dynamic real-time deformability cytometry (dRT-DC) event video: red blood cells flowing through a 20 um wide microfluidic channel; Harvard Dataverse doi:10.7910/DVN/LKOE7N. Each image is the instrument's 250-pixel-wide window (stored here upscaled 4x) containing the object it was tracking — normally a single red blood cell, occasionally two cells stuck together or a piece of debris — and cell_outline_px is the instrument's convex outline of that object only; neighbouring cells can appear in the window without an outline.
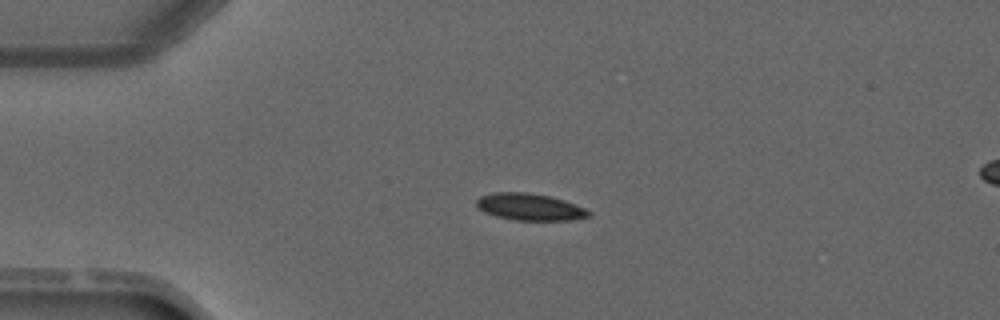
{"species": "common noctule bat (a hibernating species)", "species_latin": "Nyctalus noctula", "temperature_condition": "warm", "stored_images_in_passage": 2, "camera_frame_rate_fps": 3000, "um_per_image_px": 0.085, "animal": {"sex": "male", "forearm_length_mm": 52.5}, "frame": {"image": 1, "passage_image": 1, "time_ms": 0.0, "image_size_px": [1000, 320], "cell_outline_px": [[592, 216], [568, 220], [516, 220], [496, 216], [484, 212], [476, 204], [476, 200], [480, 196], [492, 192], [528, 192], [548, 196], [564, 200], [584, 208], [592, 212]], "centroid_in_image_um": [45.03, 17.58], "position_along_channel_um": 40.0, "area_um2": 17.51}}